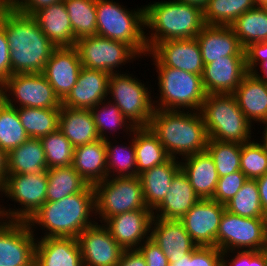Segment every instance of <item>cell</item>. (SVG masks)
Returning a JSON list of instances; mask_svg holds the SVG:
<instances>
[{"label":"cell","mask_w":267,"mask_h":266,"mask_svg":"<svg viewBox=\"0 0 267 266\" xmlns=\"http://www.w3.org/2000/svg\"><path fill=\"white\" fill-rule=\"evenodd\" d=\"M109 77L107 72L82 67L76 84L62 101V106L91 110L108 98Z\"/></svg>","instance_id":"7402d4cb"},{"label":"cell","mask_w":267,"mask_h":266,"mask_svg":"<svg viewBox=\"0 0 267 266\" xmlns=\"http://www.w3.org/2000/svg\"><path fill=\"white\" fill-rule=\"evenodd\" d=\"M150 238L167 256L169 263L178 261L198 247L180 220L153 217Z\"/></svg>","instance_id":"44dd1931"},{"label":"cell","mask_w":267,"mask_h":266,"mask_svg":"<svg viewBox=\"0 0 267 266\" xmlns=\"http://www.w3.org/2000/svg\"><path fill=\"white\" fill-rule=\"evenodd\" d=\"M169 266H222V251L213 246H198Z\"/></svg>","instance_id":"bcb514c9"},{"label":"cell","mask_w":267,"mask_h":266,"mask_svg":"<svg viewBox=\"0 0 267 266\" xmlns=\"http://www.w3.org/2000/svg\"><path fill=\"white\" fill-rule=\"evenodd\" d=\"M177 1L197 6L201 8L202 10L205 8V6L208 3V0H177Z\"/></svg>","instance_id":"91938a15"},{"label":"cell","mask_w":267,"mask_h":266,"mask_svg":"<svg viewBox=\"0 0 267 266\" xmlns=\"http://www.w3.org/2000/svg\"><path fill=\"white\" fill-rule=\"evenodd\" d=\"M146 56L152 57L154 66H167L197 75L203 72L204 62L196 38L157 43Z\"/></svg>","instance_id":"9a60e30c"},{"label":"cell","mask_w":267,"mask_h":266,"mask_svg":"<svg viewBox=\"0 0 267 266\" xmlns=\"http://www.w3.org/2000/svg\"><path fill=\"white\" fill-rule=\"evenodd\" d=\"M199 200L187 176L180 169L172 178L169 192L153 210V217L180 220Z\"/></svg>","instance_id":"d4e9b609"},{"label":"cell","mask_w":267,"mask_h":266,"mask_svg":"<svg viewBox=\"0 0 267 266\" xmlns=\"http://www.w3.org/2000/svg\"><path fill=\"white\" fill-rule=\"evenodd\" d=\"M180 170V160L170 158L165 163L145 170L138 176L147 207L154 210L169 192L172 178Z\"/></svg>","instance_id":"4dcf8cb0"},{"label":"cell","mask_w":267,"mask_h":266,"mask_svg":"<svg viewBox=\"0 0 267 266\" xmlns=\"http://www.w3.org/2000/svg\"><path fill=\"white\" fill-rule=\"evenodd\" d=\"M138 250L144 256L147 266H169L167 256L151 238L141 244Z\"/></svg>","instance_id":"c3c4849f"},{"label":"cell","mask_w":267,"mask_h":266,"mask_svg":"<svg viewBox=\"0 0 267 266\" xmlns=\"http://www.w3.org/2000/svg\"><path fill=\"white\" fill-rule=\"evenodd\" d=\"M216 247L222 252L267 249L265 218H248L227 210L221 217Z\"/></svg>","instance_id":"7c38bea8"},{"label":"cell","mask_w":267,"mask_h":266,"mask_svg":"<svg viewBox=\"0 0 267 266\" xmlns=\"http://www.w3.org/2000/svg\"><path fill=\"white\" fill-rule=\"evenodd\" d=\"M11 6V0H0V12Z\"/></svg>","instance_id":"94428289"},{"label":"cell","mask_w":267,"mask_h":266,"mask_svg":"<svg viewBox=\"0 0 267 266\" xmlns=\"http://www.w3.org/2000/svg\"><path fill=\"white\" fill-rule=\"evenodd\" d=\"M95 215L100 223L115 215L149 209L145 203L139 176L113 177L92 185Z\"/></svg>","instance_id":"9c48e42d"},{"label":"cell","mask_w":267,"mask_h":266,"mask_svg":"<svg viewBox=\"0 0 267 266\" xmlns=\"http://www.w3.org/2000/svg\"><path fill=\"white\" fill-rule=\"evenodd\" d=\"M133 74H110L108 100L115 103L121 113L135 127H148L154 113L153 96L150 89Z\"/></svg>","instance_id":"30bf717a"},{"label":"cell","mask_w":267,"mask_h":266,"mask_svg":"<svg viewBox=\"0 0 267 266\" xmlns=\"http://www.w3.org/2000/svg\"><path fill=\"white\" fill-rule=\"evenodd\" d=\"M247 120L267 124V84L248 72L233 93Z\"/></svg>","instance_id":"83f0119b"},{"label":"cell","mask_w":267,"mask_h":266,"mask_svg":"<svg viewBox=\"0 0 267 266\" xmlns=\"http://www.w3.org/2000/svg\"><path fill=\"white\" fill-rule=\"evenodd\" d=\"M73 168L90 185L107 178V155L104 140L74 147Z\"/></svg>","instance_id":"f1b7e54d"},{"label":"cell","mask_w":267,"mask_h":266,"mask_svg":"<svg viewBox=\"0 0 267 266\" xmlns=\"http://www.w3.org/2000/svg\"><path fill=\"white\" fill-rule=\"evenodd\" d=\"M260 142V143H258ZM240 170L247 179L256 180L267 173V150L261 141L242 144L240 156Z\"/></svg>","instance_id":"f6af8a7d"},{"label":"cell","mask_w":267,"mask_h":266,"mask_svg":"<svg viewBox=\"0 0 267 266\" xmlns=\"http://www.w3.org/2000/svg\"><path fill=\"white\" fill-rule=\"evenodd\" d=\"M11 76L10 49L4 28L0 25V86Z\"/></svg>","instance_id":"f907efd6"},{"label":"cell","mask_w":267,"mask_h":266,"mask_svg":"<svg viewBox=\"0 0 267 266\" xmlns=\"http://www.w3.org/2000/svg\"><path fill=\"white\" fill-rule=\"evenodd\" d=\"M256 6L254 0H208L203 9L205 25L231 26L239 16Z\"/></svg>","instance_id":"74e56055"},{"label":"cell","mask_w":267,"mask_h":266,"mask_svg":"<svg viewBox=\"0 0 267 266\" xmlns=\"http://www.w3.org/2000/svg\"><path fill=\"white\" fill-rule=\"evenodd\" d=\"M209 139L243 144L252 140L251 124L233 94H207L200 109Z\"/></svg>","instance_id":"8992f818"},{"label":"cell","mask_w":267,"mask_h":266,"mask_svg":"<svg viewBox=\"0 0 267 266\" xmlns=\"http://www.w3.org/2000/svg\"><path fill=\"white\" fill-rule=\"evenodd\" d=\"M152 220V210L138 209L110 217L103 225L124 250H132L150 238Z\"/></svg>","instance_id":"ac0fdd59"},{"label":"cell","mask_w":267,"mask_h":266,"mask_svg":"<svg viewBox=\"0 0 267 266\" xmlns=\"http://www.w3.org/2000/svg\"><path fill=\"white\" fill-rule=\"evenodd\" d=\"M249 266H267V249L262 251H250Z\"/></svg>","instance_id":"9f6ffc18"},{"label":"cell","mask_w":267,"mask_h":266,"mask_svg":"<svg viewBox=\"0 0 267 266\" xmlns=\"http://www.w3.org/2000/svg\"><path fill=\"white\" fill-rule=\"evenodd\" d=\"M47 186V171L33 174H7L0 187V197L4 195L21 207L8 209L0 205L4 220L28 221L46 202Z\"/></svg>","instance_id":"ba28073f"},{"label":"cell","mask_w":267,"mask_h":266,"mask_svg":"<svg viewBox=\"0 0 267 266\" xmlns=\"http://www.w3.org/2000/svg\"><path fill=\"white\" fill-rule=\"evenodd\" d=\"M86 228L77 237L84 266H116L123 248L103 223Z\"/></svg>","instance_id":"2e32d148"},{"label":"cell","mask_w":267,"mask_h":266,"mask_svg":"<svg viewBox=\"0 0 267 266\" xmlns=\"http://www.w3.org/2000/svg\"><path fill=\"white\" fill-rule=\"evenodd\" d=\"M40 140L45 151L48 169L72 165L74 146L59 129L41 137Z\"/></svg>","instance_id":"ee69618b"},{"label":"cell","mask_w":267,"mask_h":266,"mask_svg":"<svg viewBox=\"0 0 267 266\" xmlns=\"http://www.w3.org/2000/svg\"><path fill=\"white\" fill-rule=\"evenodd\" d=\"M95 216L94 190L89 184L77 194L58 201H46L27 223L33 233L37 226L46 231L41 238H77L86 228L96 223L93 219Z\"/></svg>","instance_id":"7a4b0ae2"},{"label":"cell","mask_w":267,"mask_h":266,"mask_svg":"<svg viewBox=\"0 0 267 266\" xmlns=\"http://www.w3.org/2000/svg\"><path fill=\"white\" fill-rule=\"evenodd\" d=\"M82 67L109 74L125 73L117 70L140 56L126 43L94 35L76 41ZM117 67V68H116ZM115 69V70H114Z\"/></svg>","instance_id":"4fadbf2b"},{"label":"cell","mask_w":267,"mask_h":266,"mask_svg":"<svg viewBox=\"0 0 267 266\" xmlns=\"http://www.w3.org/2000/svg\"><path fill=\"white\" fill-rule=\"evenodd\" d=\"M7 176V154L0 148V187Z\"/></svg>","instance_id":"6f0895ef"},{"label":"cell","mask_w":267,"mask_h":266,"mask_svg":"<svg viewBox=\"0 0 267 266\" xmlns=\"http://www.w3.org/2000/svg\"><path fill=\"white\" fill-rule=\"evenodd\" d=\"M47 178L46 201L61 200L83 191L89 185L72 165L48 169Z\"/></svg>","instance_id":"836d02e7"},{"label":"cell","mask_w":267,"mask_h":266,"mask_svg":"<svg viewBox=\"0 0 267 266\" xmlns=\"http://www.w3.org/2000/svg\"><path fill=\"white\" fill-rule=\"evenodd\" d=\"M144 6L148 51L167 40L195 38L205 26L203 10L194 5L164 0Z\"/></svg>","instance_id":"277c9868"},{"label":"cell","mask_w":267,"mask_h":266,"mask_svg":"<svg viewBox=\"0 0 267 266\" xmlns=\"http://www.w3.org/2000/svg\"><path fill=\"white\" fill-rule=\"evenodd\" d=\"M246 68L252 72L258 64L267 60V40L259 43H251L244 48Z\"/></svg>","instance_id":"681fc988"},{"label":"cell","mask_w":267,"mask_h":266,"mask_svg":"<svg viewBox=\"0 0 267 266\" xmlns=\"http://www.w3.org/2000/svg\"><path fill=\"white\" fill-rule=\"evenodd\" d=\"M59 130L76 147L99 140L91 110L75 109L61 105Z\"/></svg>","instance_id":"f546056e"},{"label":"cell","mask_w":267,"mask_h":266,"mask_svg":"<svg viewBox=\"0 0 267 266\" xmlns=\"http://www.w3.org/2000/svg\"><path fill=\"white\" fill-rule=\"evenodd\" d=\"M262 209L267 214V173L256 179Z\"/></svg>","instance_id":"11a10c76"},{"label":"cell","mask_w":267,"mask_h":266,"mask_svg":"<svg viewBox=\"0 0 267 266\" xmlns=\"http://www.w3.org/2000/svg\"><path fill=\"white\" fill-rule=\"evenodd\" d=\"M259 66H260V73H263V74H260L259 72H258V69L259 68H257V69H254L251 73L255 76V77H257L259 80H261V81H263V82H265L266 84H267V60L266 61H264V62H261L260 64H259ZM263 75V76H262Z\"/></svg>","instance_id":"680465c9"},{"label":"cell","mask_w":267,"mask_h":266,"mask_svg":"<svg viewBox=\"0 0 267 266\" xmlns=\"http://www.w3.org/2000/svg\"><path fill=\"white\" fill-rule=\"evenodd\" d=\"M107 101V102H106ZM94 117L96 129L101 140L110 139L106 132L110 135L113 131L123 130L126 134H131L135 127L121 113L115 103L108 99L100 102L91 109ZM112 131V132H111Z\"/></svg>","instance_id":"ab89813d"},{"label":"cell","mask_w":267,"mask_h":266,"mask_svg":"<svg viewBox=\"0 0 267 266\" xmlns=\"http://www.w3.org/2000/svg\"><path fill=\"white\" fill-rule=\"evenodd\" d=\"M47 170L45 151L39 138H28L7 154V174H33Z\"/></svg>","instance_id":"1f68e13d"},{"label":"cell","mask_w":267,"mask_h":266,"mask_svg":"<svg viewBox=\"0 0 267 266\" xmlns=\"http://www.w3.org/2000/svg\"><path fill=\"white\" fill-rule=\"evenodd\" d=\"M11 60L12 74L42 73L55 45L42 32L36 20L18 12L12 5L0 12Z\"/></svg>","instance_id":"6da1fadb"},{"label":"cell","mask_w":267,"mask_h":266,"mask_svg":"<svg viewBox=\"0 0 267 266\" xmlns=\"http://www.w3.org/2000/svg\"><path fill=\"white\" fill-rule=\"evenodd\" d=\"M231 28L243 48L251 43L267 40V14L261 6H256L239 16Z\"/></svg>","instance_id":"e575fe53"},{"label":"cell","mask_w":267,"mask_h":266,"mask_svg":"<svg viewBox=\"0 0 267 266\" xmlns=\"http://www.w3.org/2000/svg\"><path fill=\"white\" fill-rule=\"evenodd\" d=\"M81 68L79 52L75 46L56 47L52 51L42 74L62 102L76 84Z\"/></svg>","instance_id":"d6986e66"},{"label":"cell","mask_w":267,"mask_h":266,"mask_svg":"<svg viewBox=\"0 0 267 266\" xmlns=\"http://www.w3.org/2000/svg\"><path fill=\"white\" fill-rule=\"evenodd\" d=\"M135 10H129L113 0H96V35L124 42L139 56L146 57L144 6Z\"/></svg>","instance_id":"5b68a950"},{"label":"cell","mask_w":267,"mask_h":266,"mask_svg":"<svg viewBox=\"0 0 267 266\" xmlns=\"http://www.w3.org/2000/svg\"><path fill=\"white\" fill-rule=\"evenodd\" d=\"M195 38L204 65L226 56H245L244 48L231 26L205 25Z\"/></svg>","instance_id":"603a6c76"},{"label":"cell","mask_w":267,"mask_h":266,"mask_svg":"<svg viewBox=\"0 0 267 266\" xmlns=\"http://www.w3.org/2000/svg\"><path fill=\"white\" fill-rule=\"evenodd\" d=\"M129 144H119L105 140L107 155V178L135 177L136 176V153L133 137ZM125 145V146H124ZM128 145V146H127ZM116 172V173H115Z\"/></svg>","instance_id":"f35d334b"},{"label":"cell","mask_w":267,"mask_h":266,"mask_svg":"<svg viewBox=\"0 0 267 266\" xmlns=\"http://www.w3.org/2000/svg\"><path fill=\"white\" fill-rule=\"evenodd\" d=\"M225 209L235 215L248 218H265L256 180L248 179L236 195L225 204Z\"/></svg>","instance_id":"b9f144b4"},{"label":"cell","mask_w":267,"mask_h":266,"mask_svg":"<svg viewBox=\"0 0 267 266\" xmlns=\"http://www.w3.org/2000/svg\"><path fill=\"white\" fill-rule=\"evenodd\" d=\"M257 6H262L264 3L267 2V0H254Z\"/></svg>","instance_id":"be15d7a7"},{"label":"cell","mask_w":267,"mask_h":266,"mask_svg":"<svg viewBox=\"0 0 267 266\" xmlns=\"http://www.w3.org/2000/svg\"><path fill=\"white\" fill-rule=\"evenodd\" d=\"M155 68L160 96L153 100L155 109L200 111L207 95L201 75L167 66Z\"/></svg>","instance_id":"52a82bcc"},{"label":"cell","mask_w":267,"mask_h":266,"mask_svg":"<svg viewBox=\"0 0 267 266\" xmlns=\"http://www.w3.org/2000/svg\"><path fill=\"white\" fill-rule=\"evenodd\" d=\"M247 73L245 56L216 59L203 67V88L206 94H233Z\"/></svg>","instance_id":"ffe728a7"},{"label":"cell","mask_w":267,"mask_h":266,"mask_svg":"<svg viewBox=\"0 0 267 266\" xmlns=\"http://www.w3.org/2000/svg\"><path fill=\"white\" fill-rule=\"evenodd\" d=\"M230 253H232V255ZM228 254L234 257H231L230 259ZM227 257H229V259ZM249 265H250V251L222 252V266H249Z\"/></svg>","instance_id":"f5cc1de1"},{"label":"cell","mask_w":267,"mask_h":266,"mask_svg":"<svg viewBox=\"0 0 267 266\" xmlns=\"http://www.w3.org/2000/svg\"><path fill=\"white\" fill-rule=\"evenodd\" d=\"M180 169L187 176L200 199H211L213 197L219 175L214 161L207 151L181 159Z\"/></svg>","instance_id":"484cf974"},{"label":"cell","mask_w":267,"mask_h":266,"mask_svg":"<svg viewBox=\"0 0 267 266\" xmlns=\"http://www.w3.org/2000/svg\"><path fill=\"white\" fill-rule=\"evenodd\" d=\"M263 10L265 11V13L267 14V2L264 3L262 6Z\"/></svg>","instance_id":"e7e4bbea"},{"label":"cell","mask_w":267,"mask_h":266,"mask_svg":"<svg viewBox=\"0 0 267 266\" xmlns=\"http://www.w3.org/2000/svg\"><path fill=\"white\" fill-rule=\"evenodd\" d=\"M148 127L170 158L206 151L209 137L200 111L155 109Z\"/></svg>","instance_id":"3957f363"},{"label":"cell","mask_w":267,"mask_h":266,"mask_svg":"<svg viewBox=\"0 0 267 266\" xmlns=\"http://www.w3.org/2000/svg\"><path fill=\"white\" fill-rule=\"evenodd\" d=\"M32 17L55 47L75 46V37L64 1L42 8Z\"/></svg>","instance_id":"4316f807"},{"label":"cell","mask_w":267,"mask_h":266,"mask_svg":"<svg viewBox=\"0 0 267 266\" xmlns=\"http://www.w3.org/2000/svg\"><path fill=\"white\" fill-rule=\"evenodd\" d=\"M0 92L1 99L15 108L61 109L62 105L42 73L12 74L0 86Z\"/></svg>","instance_id":"8fae6325"},{"label":"cell","mask_w":267,"mask_h":266,"mask_svg":"<svg viewBox=\"0 0 267 266\" xmlns=\"http://www.w3.org/2000/svg\"><path fill=\"white\" fill-rule=\"evenodd\" d=\"M133 137L136 153V176L170 159L163 145L149 127L135 128Z\"/></svg>","instance_id":"d6a6232c"},{"label":"cell","mask_w":267,"mask_h":266,"mask_svg":"<svg viewBox=\"0 0 267 266\" xmlns=\"http://www.w3.org/2000/svg\"><path fill=\"white\" fill-rule=\"evenodd\" d=\"M76 41L96 35V0H63Z\"/></svg>","instance_id":"8d00e7d4"},{"label":"cell","mask_w":267,"mask_h":266,"mask_svg":"<svg viewBox=\"0 0 267 266\" xmlns=\"http://www.w3.org/2000/svg\"><path fill=\"white\" fill-rule=\"evenodd\" d=\"M242 144L209 139L206 151L214 161L219 177L240 170Z\"/></svg>","instance_id":"7bdbcfd3"},{"label":"cell","mask_w":267,"mask_h":266,"mask_svg":"<svg viewBox=\"0 0 267 266\" xmlns=\"http://www.w3.org/2000/svg\"><path fill=\"white\" fill-rule=\"evenodd\" d=\"M225 205L212 199H200L181 219L197 246L216 247V238Z\"/></svg>","instance_id":"e0dca14e"},{"label":"cell","mask_w":267,"mask_h":266,"mask_svg":"<svg viewBox=\"0 0 267 266\" xmlns=\"http://www.w3.org/2000/svg\"><path fill=\"white\" fill-rule=\"evenodd\" d=\"M35 266H84L77 238L37 237Z\"/></svg>","instance_id":"cb8c5ba5"},{"label":"cell","mask_w":267,"mask_h":266,"mask_svg":"<svg viewBox=\"0 0 267 266\" xmlns=\"http://www.w3.org/2000/svg\"><path fill=\"white\" fill-rule=\"evenodd\" d=\"M116 266H147L144 256L138 249L123 250Z\"/></svg>","instance_id":"db71d44e"},{"label":"cell","mask_w":267,"mask_h":266,"mask_svg":"<svg viewBox=\"0 0 267 266\" xmlns=\"http://www.w3.org/2000/svg\"><path fill=\"white\" fill-rule=\"evenodd\" d=\"M265 126V127H264ZM263 129H264V131H263V136L261 137L262 139V143L264 144V146H265V148H266V150H267V124H263Z\"/></svg>","instance_id":"6125c7cd"},{"label":"cell","mask_w":267,"mask_h":266,"mask_svg":"<svg viewBox=\"0 0 267 266\" xmlns=\"http://www.w3.org/2000/svg\"><path fill=\"white\" fill-rule=\"evenodd\" d=\"M60 109L18 108L20 122L29 138H41L59 129Z\"/></svg>","instance_id":"d590c367"},{"label":"cell","mask_w":267,"mask_h":266,"mask_svg":"<svg viewBox=\"0 0 267 266\" xmlns=\"http://www.w3.org/2000/svg\"><path fill=\"white\" fill-rule=\"evenodd\" d=\"M35 236L27 221H0V266H35Z\"/></svg>","instance_id":"5bb4252c"},{"label":"cell","mask_w":267,"mask_h":266,"mask_svg":"<svg viewBox=\"0 0 267 266\" xmlns=\"http://www.w3.org/2000/svg\"><path fill=\"white\" fill-rule=\"evenodd\" d=\"M265 221H266V239H267V214L265 216Z\"/></svg>","instance_id":"03108f58"},{"label":"cell","mask_w":267,"mask_h":266,"mask_svg":"<svg viewBox=\"0 0 267 266\" xmlns=\"http://www.w3.org/2000/svg\"><path fill=\"white\" fill-rule=\"evenodd\" d=\"M63 0H11V5L20 13L32 16L36 11Z\"/></svg>","instance_id":"816d5d0a"},{"label":"cell","mask_w":267,"mask_h":266,"mask_svg":"<svg viewBox=\"0 0 267 266\" xmlns=\"http://www.w3.org/2000/svg\"><path fill=\"white\" fill-rule=\"evenodd\" d=\"M247 180L246 175L241 170L219 177L211 199L225 205L236 195Z\"/></svg>","instance_id":"7dc6e473"},{"label":"cell","mask_w":267,"mask_h":266,"mask_svg":"<svg viewBox=\"0 0 267 266\" xmlns=\"http://www.w3.org/2000/svg\"><path fill=\"white\" fill-rule=\"evenodd\" d=\"M29 136L20 122L18 108L0 100V148L8 154L23 144Z\"/></svg>","instance_id":"60d3db41"},{"label":"cell","mask_w":267,"mask_h":266,"mask_svg":"<svg viewBox=\"0 0 267 266\" xmlns=\"http://www.w3.org/2000/svg\"><path fill=\"white\" fill-rule=\"evenodd\" d=\"M2 200V199H0ZM4 220L3 216H2V213H1V209H0V221Z\"/></svg>","instance_id":"003e7915"}]
</instances>
